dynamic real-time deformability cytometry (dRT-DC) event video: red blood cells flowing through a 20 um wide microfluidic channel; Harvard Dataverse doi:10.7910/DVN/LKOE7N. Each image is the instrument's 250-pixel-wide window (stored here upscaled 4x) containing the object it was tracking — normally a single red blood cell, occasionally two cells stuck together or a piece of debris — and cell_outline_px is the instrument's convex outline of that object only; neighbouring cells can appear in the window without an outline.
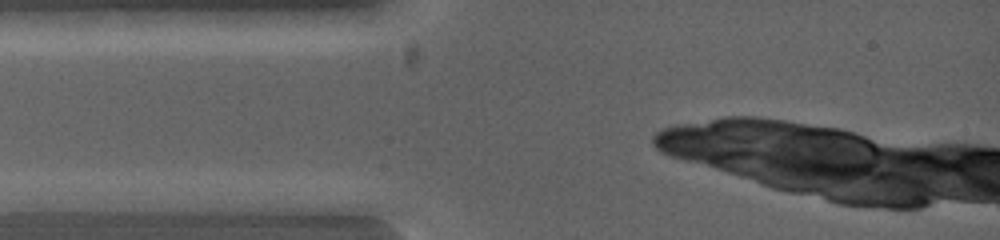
{"species": "common noctule bat (a hibernating species)", "species_latin": "Nyctalus noctula", "temperature_condition": "warm", "stored_images_in_passage": 4, "segment_of_instrument_passage": [1, 2], "camera_frame_rate_fps": 5000, "um_per_image_px": 0.085, "animal": {"sex": "female", "body_mass_g": 19.0, "forearm_length_mm": 53.3}, "frame": {"image": 1, "passage_image": 1, "time_ms": 0.0, "image_size_px": [1000, 240], "cell_outline_px": [[224, 200], [72, 212], [56, 200], [80, 192], [216, 192]], "centroid_in_image_um": [11.21, 16.97], "position_along_channel_um": 73.8, "area_um2": 16.07}}